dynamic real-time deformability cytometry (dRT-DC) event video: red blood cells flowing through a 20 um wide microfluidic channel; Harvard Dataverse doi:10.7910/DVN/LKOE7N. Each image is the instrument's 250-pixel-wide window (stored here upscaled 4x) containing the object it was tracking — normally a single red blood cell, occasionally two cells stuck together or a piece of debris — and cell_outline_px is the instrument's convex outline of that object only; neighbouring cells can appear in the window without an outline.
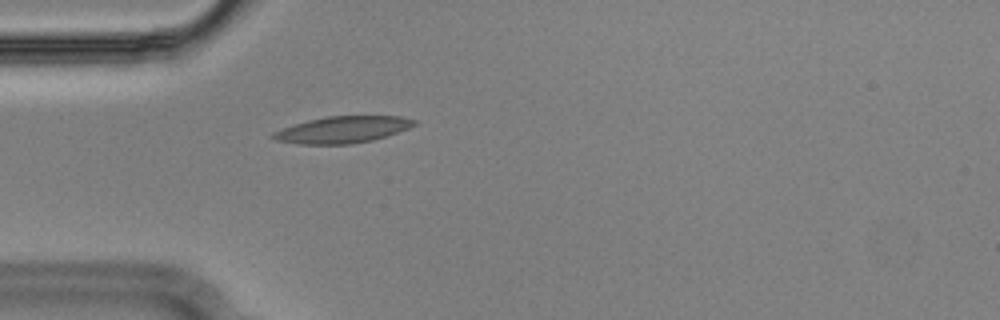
{"species": "Egyptian fruit bat (a non-hibernating species)", "species_latin": "Rousettus aegyptiacus", "temperature_condition": "cold", "stored_images_in_passage": 42, "camera_frame_rate_fps": 3000, "um_per_image_px": 0.085, "animal": {"sex": "male"}, "frame": {"image": 1, "passage_image": 3, "time_ms": 0.667, "image_size_px": [1000, 320], "cell_outline_px": [[416, 124], [408, 128], [372, 140], [352, 144], [296, 144], [276, 140], [268, 136], [272, 132], [308, 120], [328, 116], [400, 116], [416, 120]], "centroid_in_image_um": [29.08, 11.02], "position_along_channel_um": 55.9, "area_um2": 21.73}}
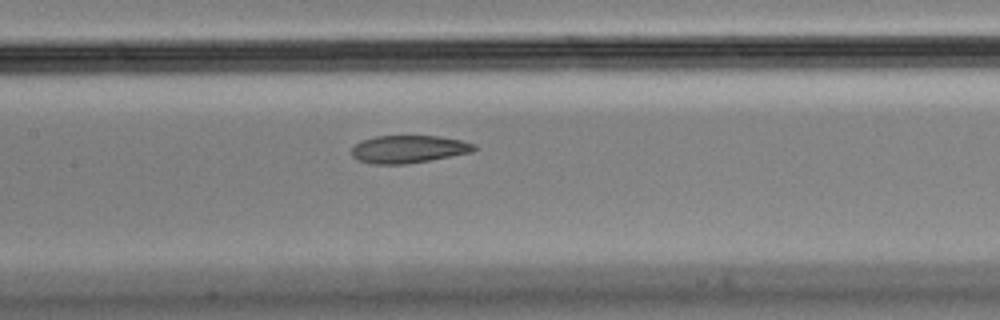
{"frame": {"image": 2, "passage_image": 13, "time_ms": 4.0, "image_size_px": [1000, 320], "cell_outline_px": [[476, 148], [472, 152], [432, 160], [404, 164], [372, 164], [356, 160], [352, 156], [352, 148], [360, 140], [376, 136], [440, 136], [460, 140], [476, 144]], "centroid_in_image_um": [34.71, 12.68], "position_along_channel_um": 172.7, "area_um2": 19.88}}
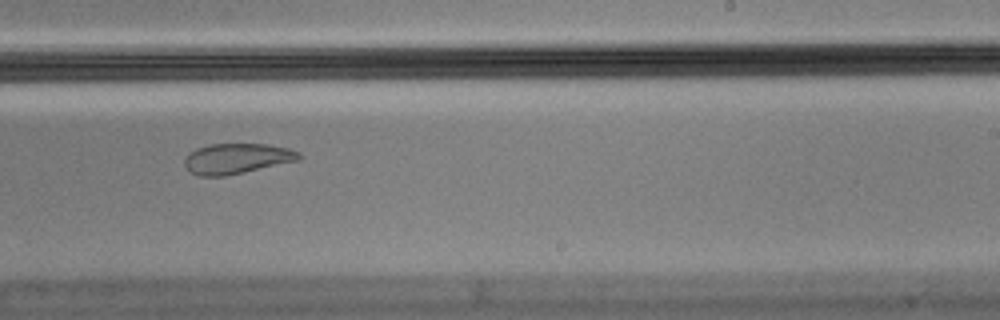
{"frame": {"image": 3, "passage_image": 21, "time_ms": 6.667, "image_size_px": [1000, 320], "cell_outline_px": [[304, 156], [300, 160], [244, 172], [224, 176], [200, 176], [192, 172], [184, 164], [184, 160], [196, 148], [208, 144], [268, 144], [288, 148], [300, 152]], "centroid_in_image_um": [20.19, 13.47], "position_along_channel_um": 268.8, "area_um2": 20.17}, "authors_computed_cell_mechanics": {"area_um2": 22.0507, "velocity_mm_per_s": 3.6207, "shape_relaxation_time_tau1_ms": null, "shape_relaxation_time_tau2_ms": 2.7286, "deformation_change_tau1": null, "deformation_change_tau2": 0.0802}}